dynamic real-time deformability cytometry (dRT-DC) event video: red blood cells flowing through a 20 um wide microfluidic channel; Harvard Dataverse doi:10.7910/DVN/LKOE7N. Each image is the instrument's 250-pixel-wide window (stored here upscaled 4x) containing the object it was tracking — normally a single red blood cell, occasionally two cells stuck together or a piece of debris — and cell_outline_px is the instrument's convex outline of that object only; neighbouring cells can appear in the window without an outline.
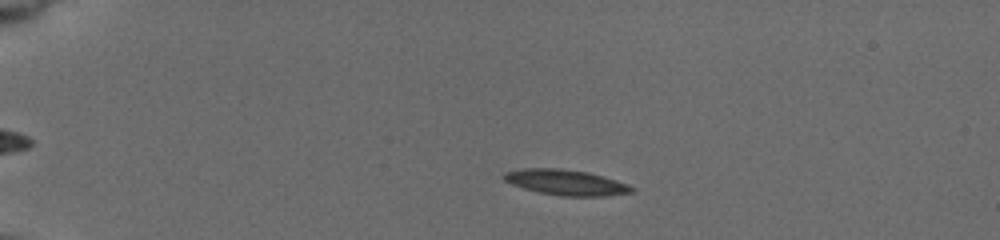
{"species": "common noctule bat (a hibernating species)", "species_latin": "Nyctalus noctula", "temperature_condition": "cold", "stored_images_in_passage": 8, "camera_frame_rate_fps": 3000, "um_per_image_px": 0.085, "animal": {"sex": "female", "body_mass_g": 19.5, "forearm_length_mm": 54.1}, "frame": {"image": 1, "passage_image": 5, "time_ms": 3.667, "image_size_px": [1000, 240], "cell_outline_px": [[636, 192], [604, 196], [560, 196], [540, 192], [524, 188], [512, 184], [504, 180], [500, 176], [504, 172], [524, 168], [560, 168], [588, 172], [604, 176], [628, 184], [636, 188]], "centroid_in_image_um": [48.13, 15.5], "position_along_channel_um": 36.9, "area_um2": 19.19}}